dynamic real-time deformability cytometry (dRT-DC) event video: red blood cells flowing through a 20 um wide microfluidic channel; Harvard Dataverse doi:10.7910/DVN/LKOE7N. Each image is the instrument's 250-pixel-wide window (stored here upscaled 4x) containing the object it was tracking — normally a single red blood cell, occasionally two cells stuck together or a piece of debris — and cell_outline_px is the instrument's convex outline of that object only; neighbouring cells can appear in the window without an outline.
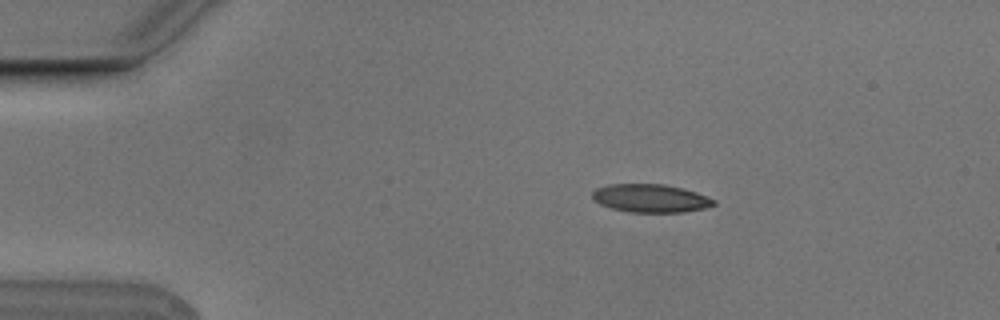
{"species": "Egyptian fruit bat (a non-hibernating species)", "species_latin": "Rousettus aegyptiacus", "temperature_condition": "cold", "stored_images_in_passage": 3, "segment_of_instrument_passage": [1, 2], "camera_frame_rate_fps": 3000, "um_per_image_px": 0.085, "animal": {"sex": "male"}, "frame": {"image": 1, "passage_image": 1, "time_ms": 0.0, "image_size_px": [1000, 320], "cell_outline_px": [[716, 204], [704, 208], [684, 212], [628, 212], [612, 208], [600, 204], [592, 196], [592, 192], [596, 188], [608, 184], [664, 184], [684, 188], [696, 192], [716, 200]], "centroid_in_image_um": [55.31, 16.85], "position_along_channel_um": 29.7, "area_um2": 19.94}}